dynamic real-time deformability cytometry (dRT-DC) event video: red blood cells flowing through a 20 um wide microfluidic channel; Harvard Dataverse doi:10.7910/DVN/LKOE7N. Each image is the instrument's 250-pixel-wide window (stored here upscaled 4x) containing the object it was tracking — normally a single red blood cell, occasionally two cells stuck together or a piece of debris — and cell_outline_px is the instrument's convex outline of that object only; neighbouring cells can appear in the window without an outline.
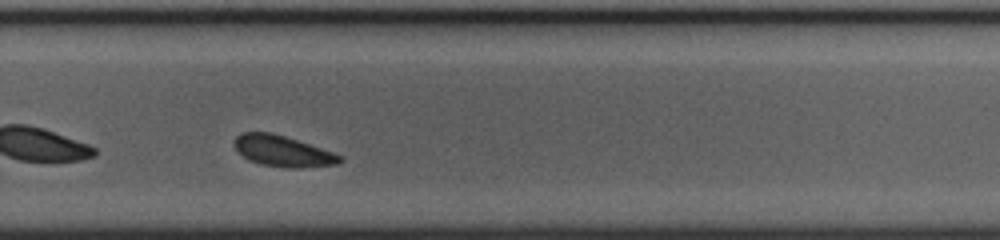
{"species": "common noctule bat (a hibernating species)", "species_latin": "Nyctalus noctula", "temperature_condition": "cold", "stored_images_in_passage": 40, "camera_frame_rate_fps": 3000, "um_per_image_px": 0.085, "animal": {"sex": "female", "body_mass_g": 23.0, "forearm_length_mm": 53.4}, "frame": {"image": 1, "passage_image": 23, "time_ms": 7.333, "image_size_px": [1000, 240], "cell_outline_px": [[344, 160], [336, 164], [300, 168], [288, 168], [260, 164], [248, 160], [236, 148], [236, 136], [240, 132], [272, 132], [344, 156]], "centroid_in_image_um": [24.05, 12.85], "position_along_channel_um": 305.8, "area_um2": 18.79}, "authors_computed_cell_mechanics": {"area_um2": 19.1318, "velocity_mm_per_s": 3.6917, "shape_relaxation_time_tau1_ms": 2.3268, "shape_relaxation_time_tau2_ms": null, "deformation_change_tau1": 0.0452, "deformation_change_tau2": null}}